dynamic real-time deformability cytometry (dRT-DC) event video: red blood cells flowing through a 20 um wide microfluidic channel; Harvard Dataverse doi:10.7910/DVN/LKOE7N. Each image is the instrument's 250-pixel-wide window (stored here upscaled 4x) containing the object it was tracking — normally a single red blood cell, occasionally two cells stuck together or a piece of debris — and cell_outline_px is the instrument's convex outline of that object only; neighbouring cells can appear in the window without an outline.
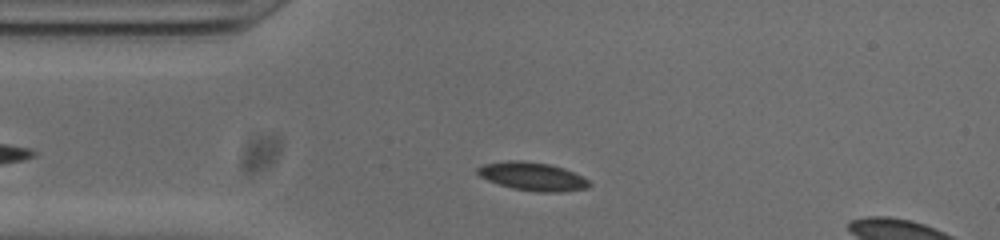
{"species": "common noctule bat (a hibernating species)", "species_latin": "Nyctalus noctula", "temperature_condition": "cold", "stored_images_in_passage": 43, "camera_frame_rate_fps": 3000, "um_per_image_px": 0.085, "animal": {"sex": "male", "body_mass_g": 20.0, "forearm_length_mm": 53.3}, "frame": {"image": 1, "passage_image": 6, "time_ms": 1.667, "image_size_px": [1000, 240], "cell_outline_px": [[592, 184], [588, 188], [560, 192], [536, 192], [512, 188], [488, 180], [480, 176], [476, 172], [476, 168], [484, 164], [508, 160], [520, 160], [548, 164], [564, 168], [588, 180]], "centroid_in_image_um": [45.25, 15.0], "position_along_channel_um": 39.7, "area_um2": 18.32}}
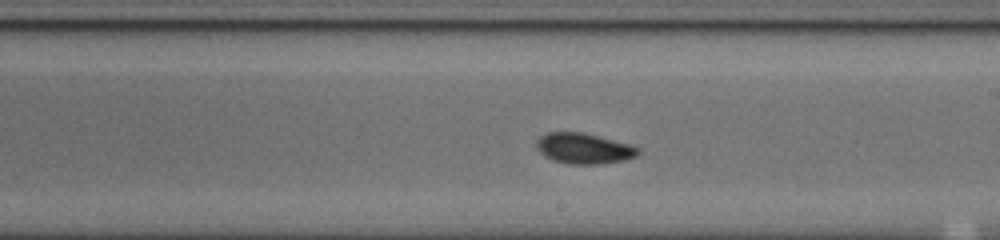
{"frame": {"image": 2, "passage_image": 23, "time_ms": 7.333, "image_size_px": [1000, 240], "cell_outline_px": [[640, 152], [636, 156], [624, 160], [604, 164], [568, 164], [552, 160], [544, 156], [536, 148], [536, 140], [540, 136], [548, 132], [584, 132], [628, 144], [640, 148]], "centroid_in_image_um": [49.6, 12.62], "position_along_channel_um": 239.4, "area_um2": 18.26}}
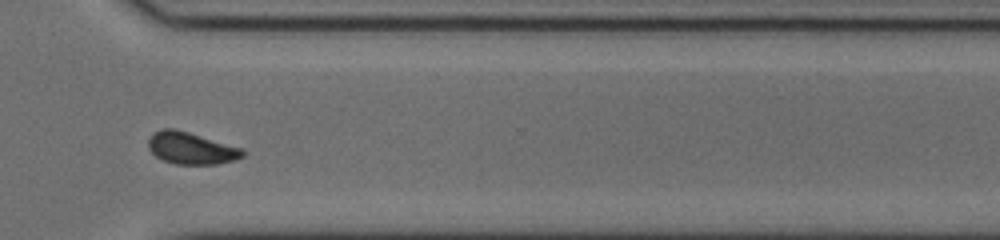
{"frame": {"image": 3, "passage_image": 32, "time_ms": 10.333, "image_size_px": [1000, 240], "cell_outline_px": [[244, 156], [236, 160], [216, 164], [176, 164], [164, 160], [156, 156], [148, 148], [148, 140], [152, 132], [160, 128], [176, 128], [244, 148]], "centroid_in_image_um": [16.25, 12.57], "position_along_channel_um": 354.3, "area_um2": 17.86}, "authors_computed_cell_mechanics": {"area_um2": 17.7446, "velocity_mm_per_s": 3.8197, "shape_relaxation_time_tau1_ms": 3.5948, "shape_relaxation_time_tau2_ms": 2.7293, "deformation_change_tau1": 0.1115, "deformation_change_tau2": 0.0705}}